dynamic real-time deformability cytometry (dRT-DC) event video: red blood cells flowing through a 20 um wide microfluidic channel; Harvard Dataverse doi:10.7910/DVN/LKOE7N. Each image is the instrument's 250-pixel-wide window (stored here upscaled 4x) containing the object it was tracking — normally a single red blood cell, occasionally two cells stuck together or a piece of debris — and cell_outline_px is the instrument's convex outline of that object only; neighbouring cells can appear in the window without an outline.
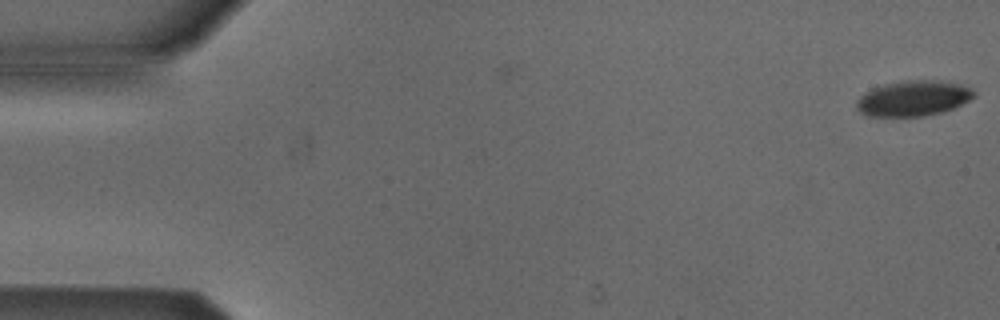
{"species": "Egyptian fruit bat (a non-hibernating species)", "species_latin": "Rousettus aegyptiacus", "temperature_condition": "cold", "stored_images_in_passage": 2, "camera_frame_rate_fps": 3000, "um_per_image_px": 0.085, "animal": {"sex": "male"}, "frame": {"image": 1, "passage_image": 2, "time_ms": 1.333, "image_size_px": [1000, 320], "cell_outline_px": [[976, 96], [952, 108], [940, 112], [924, 116], [868, 116], [860, 112], [856, 108], [856, 100], [864, 92], [872, 88], [884, 84], [904, 80], [932, 80], [956, 84], [968, 88], [976, 92]], "centroid_in_image_um": [77.56, 8.36], "position_along_channel_um": 7.4, "area_um2": 23.99}}